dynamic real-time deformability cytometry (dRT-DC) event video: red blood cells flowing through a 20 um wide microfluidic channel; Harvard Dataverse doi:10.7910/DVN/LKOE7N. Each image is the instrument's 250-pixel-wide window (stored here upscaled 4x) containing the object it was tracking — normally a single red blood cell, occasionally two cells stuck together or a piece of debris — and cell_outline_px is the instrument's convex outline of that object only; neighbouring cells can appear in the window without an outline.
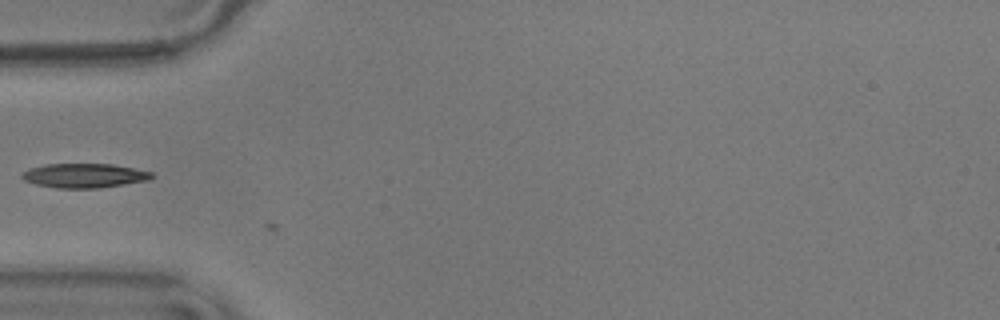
{"species": "common noctule bat (a hibernating species)", "species_latin": "Nyctalus noctula", "temperature_condition": "warm", "stored_images_in_passage": 3, "camera_frame_rate_fps": 3000, "um_per_image_px": 0.085, "animal": {"sex": "male", "body_mass_g": 17.9}, "frame": {"image": 1, "passage_image": 2, "time_ms": 0.333, "image_size_px": [1000, 320], "cell_outline_px": [[156, 176], [152, 180], [96, 188], [56, 188], [36, 184], [24, 180], [20, 176], [20, 172], [28, 168], [44, 164], [112, 164], [152, 172]], "centroid_in_image_um": [7.15, 14.92], "position_along_channel_um": 77.9, "area_um2": 18.55}}